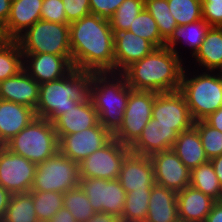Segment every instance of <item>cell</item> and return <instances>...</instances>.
<instances>
[{
	"instance_id": "7402d4cb",
	"label": "cell",
	"mask_w": 222,
	"mask_h": 222,
	"mask_svg": "<svg viewBox=\"0 0 222 222\" xmlns=\"http://www.w3.org/2000/svg\"><path fill=\"white\" fill-rule=\"evenodd\" d=\"M35 117L34 109L0 99V146L15 137Z\"/></svg>"
},
{
	"instance_id": "f1b7e54d",
	"label": "cell",
	"mask_w": 222,
	"mask_h": 222,
	"mask_svg": "<svg viewBox=\"0 0 222 222\" xmlns=\"http://www.w3.org/2000/svg\"><path fill=\"white\" fill-rule=\"evenodd\" d=\"M190 186L209 195L216 201H222V186L210 161L191 170Z\"/></svg>"
},
{
	"instance_id": "816d5d0a",
	"label": "cell",
	"mask_w": 222,
	"mask_h": 222,
	"mask_svg": "<svg viewBox=\"0 0 222 222\" xmlns=\"http://www.w3.org/2000/svg\"><path fill=\"white\" fill-rule=\"evenodd\" d=\"M9 40H11L5 31L4 24L0 21V46L6 44Z\"/></svg>"
},
{
	"instance_id": "44dd1931",
	"label": "cell",
	"mask_w": 222,
	"mask_h": 222,
	"mask_svg": "<svg viewBox=\"0 0 222 222\" xmlns=\"http://www.w3.org/2000/svg\"><path fill=\"white\" fill-rule=\"evenodd\" d=\"M99 123V116L89 98L60 115L54 122L58 140L64 135L81 132Z\"/></svg>"
},
{
	"instance_id": "ffe728a7",
	"label": "cell",
	"mask_w": 222,
	"mask_h": 222,
	"mask_svg": "<svg viewBox=\"0 0 222 222\" xmlns=\"http://www.w3.org/2000/svg\"><path fill=\"white\" fill-rule=\"evenodd\" d=\"M37 83L24 69L0 82V99L36 109L39 99Z\"/></svg>"
},
{
	"instance_id": "277c9868",
	"label": "cell",
	"mask_w": 222,
	"mask_h": 222,
	"mask_svg": "<svg viewBox=\"0 0 222 222\" xmlns=\"http://www.w3.org/2000/svg\"><path fill=\"white\" fill-rule=\"evenodd\" d=\"M130 90L122 73H92L90 99L99 123L112 135L122 124Z\"/></svg>"
},
{
	"instance_id": "74e56055",
	"label": "cell",
	"mask_w": 222,
	"mask_h": 222,
	"mask_svg": "<svg viewBox=\"0 0 222 222\" xmlns=\"http://www.w3.org/2000/svg\"><path fill=\"white\" fill-rule=\"evenodd\" d=\"M170 13L178 26L202 20V4L200 0H167Z\"/></svg>"
},
{
	"instance_id": "d6a6232c",
	"label": "cell",
	"mask_w": 222,
	"mask_h": 222,
	"mask_svg": "<svg viewBox=\"0 0 222 222\" xmlns=\"http://www.w3.org/2000/svg\"><path fill=\"white\" fill-rule=\"evenodd\" d=\"M23 69V53L17 40H9L0 46V82Z\"/></svg>"
},
{
	"instance_id": "2e32d148",
	"label": "cell",
	"mask_w": 222,
	"mask_h": 222,
	"mask_svg": "<svg viewBox=\"0 0 222 222\" xmlns=\"http://www.w3.org/2000/svg\"><path fill=\"white\" fill-rule=\"evenodd\" d=\"M23 69L39 84L55 81L73 69L72 56L50 53L23 54Z\"/></svg>"
},
{
	"instance_id": "681fc988",
	"label": "cell",
	"mask_w": 222,
	"mask_h": 222,
	"mask_svg": "<svg viewBox=\"0 0 222 222\" xmlns=\"http://www.w3.org/2000/svg\"><path fill=\"white\" fill-rule=\"evenodd\" d=\"M12 0H0V21L5 24L8 20Z\"/></svg>"
},
{
	"instance_id": "ab89813d",
	"label": "cell",
	"mask_w": 222,
	"mask_h": 222,
	"mask_svg": "<svg viewBox=\"0 0 222 222\" xmlns=\"http://www.w3.org/2000/svg\"><path fill=\"white\" fill-rule=\"evenodd\" d=\"M41 20L58 24H70L67 21L62 0H43Z\"/></svg>"
},
{
	"instance_id": "836d02e7",
	"label": "cell",
	"mask_w": 222,
	"mask_h": 222,
	"mask_svg": "<svg viewBox=\"0 0 222 222\" xmlns=\"http://www.w3.org/2000/svg\"><path fill=\"white\" fill-rule=\"evenodd\" d=\"M63 206L77 222H85L95 214L89 198L79 185L64 193Z\"/></svg>"
},
{
	"instance_id": "484cf974",
	"label": "cell",
	"mask_w": 222,
	"mask_h": 222,
	"mask_svg": "<svg viewBox=\"0 0 222 222\" xmlns=\"http://www.w3.org/2000/svg\"><path fill=\"white\" fill-rule=\"evenodd\" d=\"M145 222H180L178 217L177 192L154 184L151 188Z\"/></svg>"
},
{
	"instance_id": "8fae6325",
	"label": "cell",
	"mask_w": 222,
	"mask_h": 222,
	"mask_svg": "<svg viewBox=\"0 0 222 222\" xmlns=\"http://www.w3.org/2000/svg\"><path fill=\"white\" fill-rule=\"evenodd\" d=\"M79 186L89 198L95 212H104L121 218L126 192L118 179L81 178Z\"/></svg>"
},
{
	"instance_id": "f907efd6",
	"label": "cell",
	"mask_w": 222,
	"mask_h": 222,
	"mask_svg": "<svg viewBox=\"0 0 222 222\" xmlns=\"http://www.w3.org/2000/svg\"><path fill=\"white\" fill-rule=\"evenodd\" d=\"M209 161L213 165L216 176L218 177L219 183L222 186V155L214 157Z\"/></svg>"
},
{
	"instance_id": "8d00e7d4",
	"label": "cell",
	"mask_w": 222,
	"mask_h": 222,
	"mask_svg": "<svg viewBox=\"0 0 222 222\" xmlns=\"http://www.w3.org/2000/svg\"><path fill=\"white\" fill-rule=\"evenodd\" d=\"M128 31L150 41L156 48L163 47L165 45V41L160 35L156 21L146 8H144L137 17H135Z\"/></svg>"
},
{
	"instance_id": "52a82bcc",
	"label": "cell",
	"mask_w": 222,
	"mask_h": 222,
	"mask_svg": "<svg viewBox=\"0 0 222 222\" xmlns=\"http://www.w3.org/2000/svg\"><path fill=\"white\" fill-rule=\"evenodd\" d=\"M23 54L50 53L72 56L69 24L38 20L17 39Z\"/></svg>"
},
{
	"instance_id": "1f68e13d",
	"label": "cell",
	"mask_w": 222,
	"mask_h": 222,
	"mask_svg": "<svg viewBox=\"0 0 222 222\" xmlns=\"http://www.w3.org/2000/svg\"><path fill=\"white\" fill-rule=\"evenodd\" d=\"M39 222H48L63 207L64 194L60 192L29 191Z\"/></svg>"
},
{
	"instance_id": "ba28073f",
	"label": "cell",
	"mask_w": 222,
	"mask_h": 222,
	"mask_svg": "<svg viewBox=\"0 0 222 222\" xmlns=\"http://www.w3.org/2000/svg\"><path fill=\"white\" fill-rule=\"evenodd\" d=\"M79 164L59 151L44 162L38 163L30 191L60 192L79 185Z\"/></svg>"
},
{
	"instance_id": "30bf717a",
	"label": "cell",
	"mask_w": 222,
	"mask_h": 222,
	"mask_svg": "<svg viewBox=\"0 0 222 222\" xmlns=\"http://www.w3.org/2000/svg\"><path fill=\"white\" fill-rule=\"evenodd\" d=\"M130 147L122 145L114 137L79 163V178L117 179L123 159Z\"/></svg>"
},
{
	"instance_id": "7c38bea8",
	"label": "cell",
	"mask_w": 222,
	"mask_h": 222,
	"mask_svg": "<svg viewBox=\"0 0 222 222\" xmlns=\"http://www.w3.org/2000/svg\"><path fill=\"white\" fill-rule=\"evenodd\" d=\"M37 164L0 146V185L11 194L29 193Z\"/></svg>"
},
{
	"instance_id": "4fadbf2b",
	"label": "cell",
	"mask_w": 222,
	"mask_h": 222,
	"mask_svg": "<svg viewBox=\"0 0 222 222\" xmlns=\"http://www.w3.org/2000/svg\"><path fill=\"white\" fill-rule=\"evenodd\" d=\"M152 119L158 120L161 125L170 126L178 134L193 127L195 122L179 90L156 93Z\"/></svg>"
},
{
	"instance_id": "d4e9b609",
	"label": "cell",
	"mask_w": 222,
	"mask_h": 222,
	"mask_svg": "<svg viewBox=\"0 0 222 222\" xmlns=\"http://www.w3.org/2000/svg\"><path fill=\"white\" fill-rule=\"evenodd\" d=\"M188 67L195 64L197 70L222 72V27L211 26L199 50L190 59ZM195 61V62H194Z\"/></svg>"
},
{
	"instance_id": "f6af8a7d",
	"label": "cell",
	"mask_w": 222,
	"mask_h": 222,
	"mask_svg": "<svg viewBox=\"0 0 222 222\" xmlns=\"http://www.w3.org/2000/svg\"><path fill=\"white\" fill-rule=\"evenodd\" d=\"M204 222H222V201H216Z\"/></svg>"
},
{
	"instance_id": "f35d334b",
	"label": "cell",
	"mask_w": 222,
	"mask_h": 222,
	"mask_svg": "<svg viewBox=\"0 0 222 222\" xmlns=\"http://www.w3.org/2000/svg\"><path fill=\"white\" fill-rule=\"evenodd\" d=\"M194 127L200 135L208 160L222 155V132L211 127L204 120L195 121Z\"/></svg>"
},
{
	"instance_id": "e0dca14e",
	"label": "cell",
	"mask_w": 222,
	"mask_h": 222,
	"mask_svg": "<svg viewBox=\"0 0 222 222\" xmlns=\"http://www.w3.org/2000/svg\"><path fill=\"white\" fill-rule=\"evenodd\" d=\"M117 179L126 193L151 189L155 175L150 157L129 152L122 161Z\"/></svg>"
},
{
	"instance_id": "b9f144b4",
	"label": "cell",
	"mask_w": 222,
	"mask_h": 222,
	"mask_svg": "<svg viewBox=\"0 0 222 222\" xmlns=\"http://www.w3.org/2000/svg\"><path fill=\"white\" fill-rule=\"evenodd\" d=\"M91 14L110 20L124 0H89Z\"/></svg>"
},
{
	"instance_id": "f546056e",
	"label": "cell",
	"mask_w": 222,
	"mask_h": 222,
	"mask_svg": "<svg viewBox=\"0 0 222 222\" xmlns=\"http://www.w3.org/2000/svg\"><path fill=\"white\" fill-rule=\"evenodd\" d=\"M151 189L126 193L121 222H145L149 206Z\"/></svg>"
},
{
	"instance_id": "5bb4252c",
	"label": "cell",
	"mask_w": 222,
	"mask_h": 222,
	"mask_svg": "<svg viewBox=\"0 0 222 222\" xmlns=\"http://www.w3.org/2000/svg\"><path fill=\"white\" fill-rule=\"evenodd\" d=\"M112 138L113 135L98 123L92 128L61 137L58 145L59 152L79 164Z\"/></svg>"
},
{
	"instance_id": "c3c4849f",
	"label": "cell",
	"mask_w": 222,
	"mask_h": 222,
	"mask_svg": "<svg viewBox=\"0 0 222 222\" xmlns=\"http://www.w3.org/2000/svg\"><path fill=\"white\" fill-rule=\"evenodd\" d=\"M85 222H121V219L115 215L104 212H95L91 219Z\"/></svg>"
},
{
	"instance_id": "9c48e42d",
	"label": "cell",
	"mask_w": 222,
	"mask_h": 222,
	"mask_svg": "<svg viewBox=\"0 0 222 222\" xmlns=\"http://www.w3.org/2000/svg\"><path fill=\"white\" fill-rule=\"evenodd\" d=\"M156 92L133 90L129 98L120 128L113 137L122 145L131 147L140 137L144 127L152 118V108Z\"/></svg>"
},
{
	"instance_id": "4316f807",
	"label": "cell",
	"mask_w": 222,
	"mask_h": 222,
	"mask_svg": "<svg viewBox=\"0 0 222 222\" xmlns=\"http://www.w3.org/2000/svg\"><path fill=\"white\" fill-rule=\"evenodd\" d=\"M210 27L211 26L203 19L187 25L177 26L164 46L170 48L178 55L180 53V57L187 62L186 60H188L189 57L185 59L180 49H184L187 46V50L190 51L189 59H191L199 50ZM182 43H185L184 45L186 46L184 47L183 45L182 47ZM178 46L180 48H178Z\"/></svg>"
},
{
	"instance_id": "9a60e30c",
	"label": "cell",
	"mask_w": 222,
	"mask_h": 222,
	"mask_svg": "<svg viewBox=\"0 0 222 222\" xmlns=\"http://www.w3.org/2000/svg\"><path fill=\"white\" fill-rule=\"evenodd\" d=\"M154 168L155 184L179 192L190 186V173L172 150L156 152L149 156Z\"/></svg>"
},
{
	"instance_id": "ac0fdd59",
	"label": "cell",
	"mask_w": 222,
	"mask_h": 222,
	"mask_svg": "<svg viewBox=\"0 0 222 222\" xmlns=\"http://www.w3.org/2000/svg\"><path fill=\"white\" fill-rule=\"evenodd\" d=\"M155 48L150 41L128 30L114 33V73H122Z\"/></svg>"
},
{
	"instance_id": "6da1fadb",
	"label": "cell",
	"mask_w": 222,
	"mask_h": 222,
	"mask_svg": "<svg viewBox=\"0 0 222 222\" xmlns=\"http://www.w3.org/2000/svg\"><path fill=\"white\" fill-rule=\"evenodd\" d=\"M72 64L92 73L114 72V33L110 21L89 14L69 24Z\"/></svg>"
},
{
	"instance_id": "d590c367",
	"label": "cell",
	"mask_w": 222,
	"mask_h": 222,
	"mask_svg": "<svg viewBox=\"0 0 222 222\" xmlns=\"http://www.w3.org/2000/svg\"><path fill=\"white\" fill-rule=\"evenodd\" d=\"M145 0H124L109 20L113 33L127 31L141 11Z\"/></svg>"
},
{
	"instance_id": "8992f818",
	"label": "cell",
	"mask_w": 222,
	"mask_h": 222,
	"mask_svg": "<svg viewBox=\"0 0 222 222\" xmlns=\"http://www.w3.org/2000/svg\"><path fill=\"white\" fill-rule=\"evenodd\" d=\"M59 140L52 122L35 117L4 146L11 152L38 164L59 151Z\"/></svg>"
},
{
	"instance_id": "7bdbcfd3",
	"label": "cell",
	"mask_w": 222,
	"mask_h": 222,
	"mask_svg": "<svg viewBox=\"0 0 222 222\" xmlns=\"http://www.w3.org/2000/svg\"><path fill=\"white\" fill-rule=\"evenodd\" d=\"M202 4V17L210 26L222 27V0Z\"/></svg>"
},
{
	"instance_id": "f5cc1de1",
	"label": "cell",
	"mask_w": 222,
	"mask_h": 222,
	"mask_svg": "<svg viewBox=\"0 0 222 222\" xmlns=\"http://www.w3.org/2000/svg\"><path fill=\"white\" fill-rule=\"evenodd\" d=\"M210 1H218V0H200L201 3H209Z\"/></svg>"
},
{
	"instance_id": "e575fe53",
	"label": "cell",
	"mask_w": 222,
	"mask_h": 222,
	"mask_svg": "<svg viewBox=\"0 0 222 222\" xmlns=\"http://www.w3.org/2000/svg\"><path fill=\"white\" fill-rule=\"evenodd\" d=\"M145 8L156 21L160 35L166 42L178 26L167 0H145Z\"/></svg>"
},
{
	"instance_id": "bcb514c9",
	"label": "cell",
	"mask_w": 222,
	"mask_h": 222,
	"mask_svg": "<svg viewBox=\"0 0 222 222\" xmlns=\"http://www.w3.org/2000/svg\"><path fill=\"white\" fill-rule=\"evenodd\" d=\"M12 194L0 185V221H3Z\"/></svg>"
},
{
	"instance_id": "7a4b0ae2",
	"label": "cell",
	"mask_w": 222,
	"mask_h": 222,
	"mask_svg": "<svg viewBox=\"0 0 222 222\" xmlns=\"http://www.w3.org/2000/svg\"><path fill=\"white\" fill-rule=\"evenodd\" d=\"M185 64L180 55L163 46L132 63L122 74L133 90L174 92L180 89Z\"/></svg>"
},
{
	"instance_id": "ee69618b",
	"label": "cell",
	"mask_w": 222,
	"mask_h": 222,
	"mask_svg": "<svg viewBox=\"0 0 222 222\" xmlns=\"http://www.w3.org/2000/svg\"><path fill=\"white\" fill-rule=\"evenodd\" d=\"M204 121L211 127L222 132V107L210 114Z\"/></svg>"
},
{
	"instance_id": "4dcf8cb0",
	"label": "cell",
	"mask_w": 222,
	"mask_h": 222,
	"mask_svg": "<svg viewBox=\"0 0 222 222\" xmlns=\"http://www.w3.org/2000/svg\"><path fill=\"white\" fill-rule=\"evenodd\" d=\"M3 222H39L29 193L12 194Z\"/></svg>"
},
{
	"instance_id": "3957f363",
	"label": "cell",
	"mask_w": 222,
	"mask_h": 222,
	"mask_svg": "<svg viewBox=\"0 0 222 222\" xmlns=\"http://www.w3.org/2000/svg\"><path fill=\"white\" fill-rule=\"evenodd\" d=\"M92 72L73 69L61 79L40 84L35 115L54 122L78 103L90 98Z\"/></svg>"
},
{
	"instance_id": "d6986e66",
	"label": "cell",
	"mask_w": 222,
	"mask_h": 222,
	"mask_svg": "<svg viewBox=\"0 0 222 222\" xmlns=\"http://www.w3.org/2000/svg\"><path fill=\"white\" fill-rule=\"evenodd\" d=\"M178 133L170 126L159 124L152 119L144 127L138 140L130 147V152L150 156L156 152L172 149Z\"/></svg>"
},
{
	"instance_id": "83f0119b",
	"label": "cell",
	"mask_w": 222,
	"mask_h": 222,
	"mask_svg": "<svg viewBox=\"0 0 222 222\" xmlns=\"http://www.w3.org/2000/svg\"><path fill=\"white\" fill-rule=\"evenodd\" d=\"M172 150L189 170L209 161L200 135L194 126L178 134Z\"/></svg>"
},
{
	"instance_id": "7dc6e473",
	"label": "cell",
	"mask_w": 222,
	"mask_h": 222,
	"mask_svg": "<svg viewBox=\"0 0 222 222\" xmlns=\"http://www.w3.org/2000/svg\"><path fill=\"white\" fill-rule=\"evenodd\" d=\"M48 222H77L64 206Z\"/></svg>"
},
{
	"instance_id": "60d3db41",
	"label": "cell",
	"mask_w": 222,
	"mask_h": 222,
	"mask_svg": "<svg viewBox=\"0 0 222 222\" xmlns=\"http://www.w3.org/2000/svg\"><path fill=\"white\" fill-rule=\"evenodd\" d=\"M62 2L69 23L91 14L89 0H62Z\"/></svg>"
},
{
	"instance_id": "5b68a950",
	"label": "cell",
	"mask_w": 222,
	"mask_h": 222,
	"mask_svg": "<svg viewBox=\"0 0 222 222\" xmlns=\"http://www.w3.org/2000/svg\"><path fill=\"white\" fill-rule=\"evenodd\" d=\"M191 69L185 66L179 91L194 121H200L222 107V72Z\"/></svg>"
},
{
	"instance_id": "cb8c5ba5",
	"label": "cell",
	"mask_w": 222,
	"mask_h": 222,
	"mask_svg": "<svg viewBox=\"0 0 222 222\" xmlns=\"http://www.w3.org/2000/svg\"><path fill=\"white\" fill-rule=\"evenodd\" d=\"M43 0H12L10 14L4 24L7 36L16 40L22 33L41 19Z\"/></svg>"
},
{
	"instance_id": "603a6c76",
	"label": "cell",
	"mask_w": 222,
	"mask_h": 222,
	"mask_svg": "<svg viewBox=\"0 0 222 222\" xmlns=\"http://www.w3.org/2000/svg\"><path fill=\"white\" fill-rule=\"evenodd\" d=\"M215 199L203 192L187 186L177 192L178 217L180 222H204Z\"/></svg>"
}]
</instances>
